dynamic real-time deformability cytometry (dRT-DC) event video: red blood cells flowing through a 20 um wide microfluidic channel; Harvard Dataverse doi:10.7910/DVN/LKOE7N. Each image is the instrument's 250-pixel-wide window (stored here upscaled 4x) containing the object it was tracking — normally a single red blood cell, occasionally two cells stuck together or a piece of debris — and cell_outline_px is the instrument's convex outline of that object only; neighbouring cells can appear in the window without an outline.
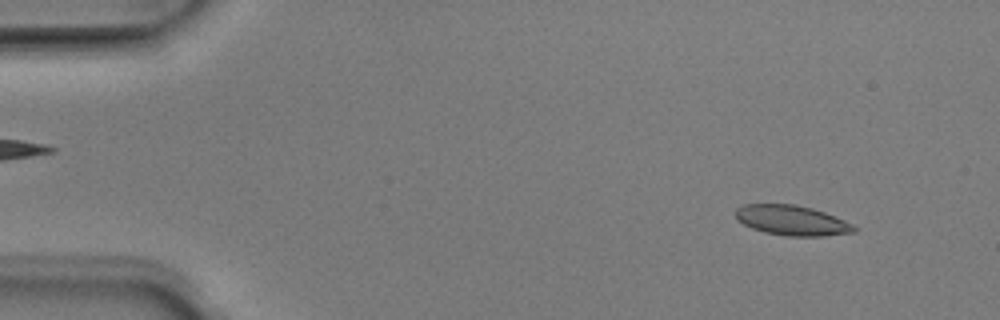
{"species": "Egyptian fruit bat (a non-hibernating species)", "species_latin": "Rousettus aegyptiacus", "temperature_condition": "room temperature", "stored_images_in_passage": 49, "camera_frame_rate_fps": 3000, "um_per_image_px": 0.085, "animal": {"sex": "male"}, "frame": {"image": 1, "passage_image": 4, "time_ms": 1.0, "image_size_px": [1000, 320], "cell_outline_px": [[860, 228], [856, 232], [824, 236], [788, 236], [764, 232], [752, 228], [736, 220], [736, 208], [744, 204], [796, 204], [812, 208], [824, 212], [844, 220]], "centroid_in_image_um": [67.33, 18.73], "position_along_channel_um": 17.7, "area_um2": 20.87}}
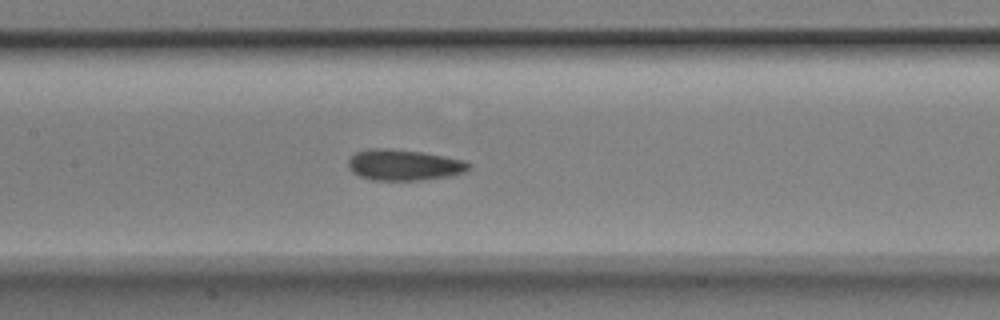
{"frame": {"image": 2, "passage_image": 23, "time_ms": 7.333, "image_size_px": [1000, 320], "cell_outline_px": [[472, 164], [468, 172], [452, 176], [416, 180], [372, 180], [360, 176], [352, 172], [348, 168], [348, 160], [356, 152], [368, 148], [388, 148], [420, 152], [444, 156], [464, 160]], "centroid_in_image_um": [34.36, 14.02], "position_along_channel_um": 173.0, "area_um2": 21.91}}
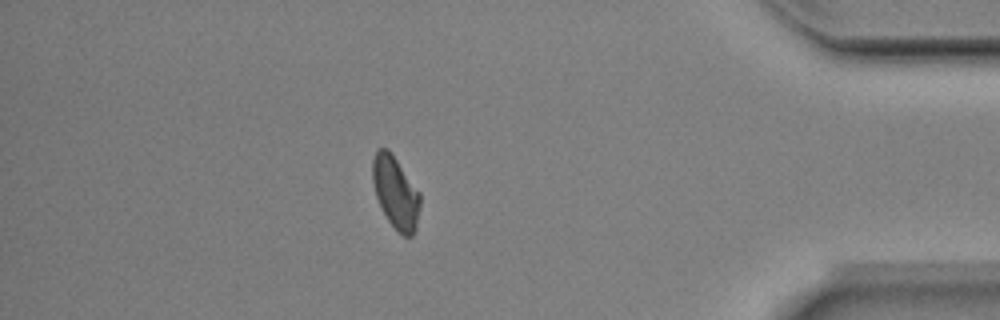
{"frame": {"image": 3, "passage_image": 43, "time_ms": 14.0, "image_size_px": [1000, 320], "cell_outline_px": [[420, 204], [416, 228], [412, 236], [404, 236], [396, 232], [388, 220], [376, 196], [372, 180], [372, 160], [376, 148], [388, 148], [420, 192]], "centroid_in_image_um": [33.62, 16.35], "position_along_channel_um": 401.6, "area_um2": 20.06}, "authors_computed_cell_mechanics": {"area_um2": 21.0392, "velocity_mm_per_s": 4.0184, "shape_relaxation_time_tau1_ms": 2.1048, "shape_relaxation_time_tau2_ms": 1.7288, "deformation_change_tau1": 0.1235, "deformation_change_tau2": 0.0935}}